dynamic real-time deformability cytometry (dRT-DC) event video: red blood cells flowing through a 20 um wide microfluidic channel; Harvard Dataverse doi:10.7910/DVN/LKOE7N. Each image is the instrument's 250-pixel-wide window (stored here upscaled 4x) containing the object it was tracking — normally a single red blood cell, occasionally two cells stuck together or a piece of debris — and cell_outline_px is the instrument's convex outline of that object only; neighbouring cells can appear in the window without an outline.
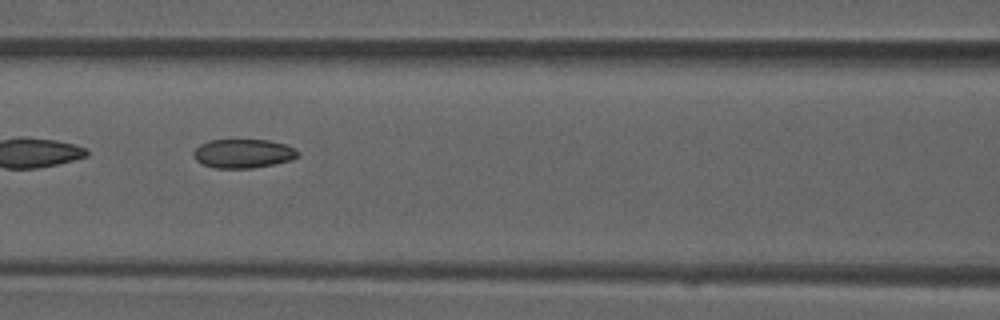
{"species": "common noctule bat (a hibernating species)", "species_latin": "Nyctalus noctula", "temperature_condition": "room temperature", "stored_images_in_passage": 8, "camera_frame_rate_fps": 3000, "um_per_image_px": 0.085, "animal": {"sex": "male", "forearm_length_mm": 52.5}, "frame": {"image": 1, "passage_image": 7, "time_ms": 2.0, "image_size_px": [1000, 320], "cell_outline_px": [[300, 156], [288, 160], [272, 164], [252, 168], [216, 168], [204, 164], [196, 160], [192, 156], [192, 152], [200, 144], [208, 140], [268, 140], [284, 144], [296, 148], [300, 152]], "centroid_in_image_um": [20.66, 13.04], "position_along_channel_um": 145.9, "area_um2": 17.57}}
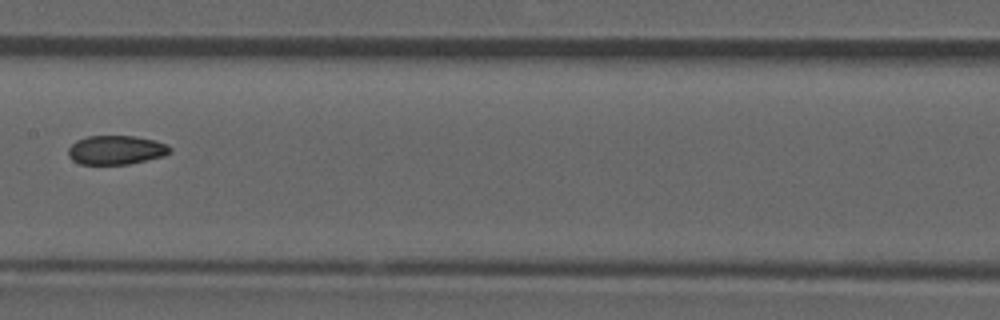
{"frame": {"image": 2, "passage_image": 8, "time_ms": 2.333, "image_size_px": [1000, 320], "cell_outline_px": [[172, 152], [164, 156], [128, 164], [80, 164], [72, 160], [68, 156], [68, 148], [76, 140], [88, 136], [136, 136], [168, 144], [172, 148]], "centroid_in_image_um": [9.87, 12.75], "position_along_channel_um": 197.5, "area_um2": 17.28}}